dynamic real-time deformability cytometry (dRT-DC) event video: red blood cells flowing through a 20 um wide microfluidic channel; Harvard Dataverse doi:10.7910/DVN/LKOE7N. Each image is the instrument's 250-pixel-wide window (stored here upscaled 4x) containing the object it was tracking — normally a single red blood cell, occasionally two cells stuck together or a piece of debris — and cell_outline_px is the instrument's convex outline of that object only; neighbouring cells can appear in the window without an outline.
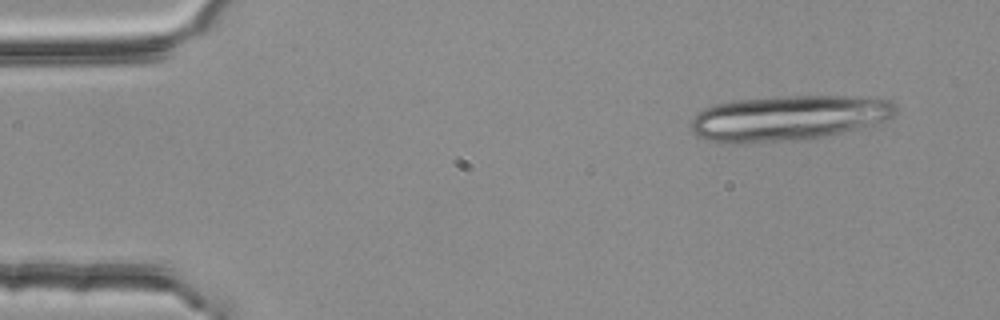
{"species": "common noctule bat (a hibernating species)", "species_latin": "Nyctalus noctula", "temperature_condition": "room temperature", "stored_images_in_passage": 4, "camera_frame_rate_fps": 3000, "um_per_image_px": 0.085, "animal": {"sex": "female", "body_mass_g": 25.1}, "frame": {"image": 1, "passage_image": 1, "time_ms": 0.0, "image_size_px": [1000, 320], "cell_outline_px": [[896, 112], [888, 120], [876, 124], [840, 132], [820, 136], [792, 140], [736, 144], [724, 144], [708, 140], [696, 136], [692, 132], [692, 120], [704, 108], [716, 104], [740, 100], [788, 96], [856, 96], [888, 100], [896, 104]], "centroid_in_image_um": [67.0, 10.03], "position_along_channel_um": 18.0, "area_um2": 53.58}}